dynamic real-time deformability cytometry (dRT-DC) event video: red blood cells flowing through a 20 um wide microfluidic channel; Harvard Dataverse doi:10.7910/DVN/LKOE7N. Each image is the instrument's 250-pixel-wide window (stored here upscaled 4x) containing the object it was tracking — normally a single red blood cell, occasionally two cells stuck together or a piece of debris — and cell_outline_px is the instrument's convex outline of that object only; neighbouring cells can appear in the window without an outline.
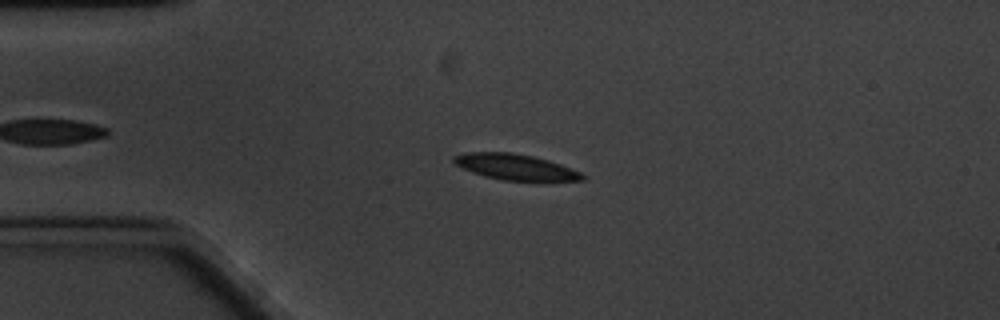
{"species": "common noctule bat (a hibernating species)", "species_latin": "Nyctalus noctula", "temperature_condition": "cold", "stored_images_in_passage": 53, "camera_frame_rate_fps": 3000, "um_per_image_px": 0.085, "animal": {"sex": "male", "body_mass_g": 20.1, "forearm_length_mm": 53.5}, "frame": {"image": 1, "passage_image": 15, "time_ms": 4.667, "image_size_px": [1000, 320], "cell_outline_px": [[588, 176], [584, 180], [544, 184], [504, 180], [484, 176], [472, 172], [456, 164], [452, 160], [452, 156], [468, 152], [512, 152], [532, 156], [548, 160], [572, 168]], "centroid_in_image_um": [43.95, 14.25], "position_along_channel_um": 41.0, "area_um2": 20.29}}
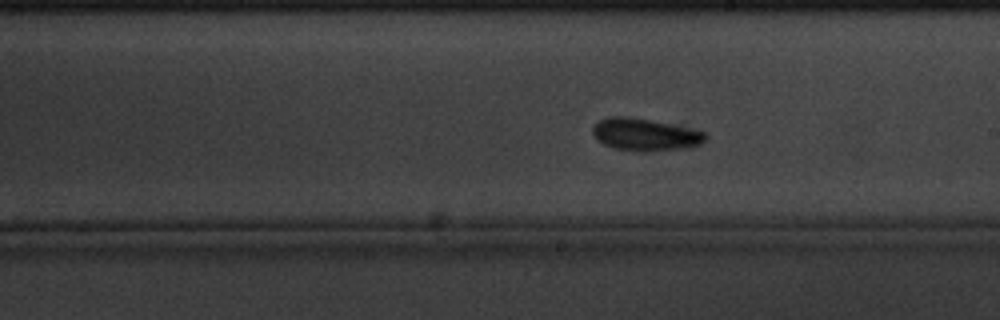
{"frame": {"image": 2, "passage_image": 35, "time_ms": 11.333, "image_size_px": [1000, 320], "cell_outline_px": [[708, 136], [700, 144], [684, 148], [644, 152], [640, 152], [612, 148], [604, 144], [592, 132], [592, 128], [600, 120], [608, 116], [624, 116], [648, 120], [708, 132]], "centroid_in_image_um": [54.84, 11.45], "position_along_channel_um": 234.2, "area_um2": 20.98}}
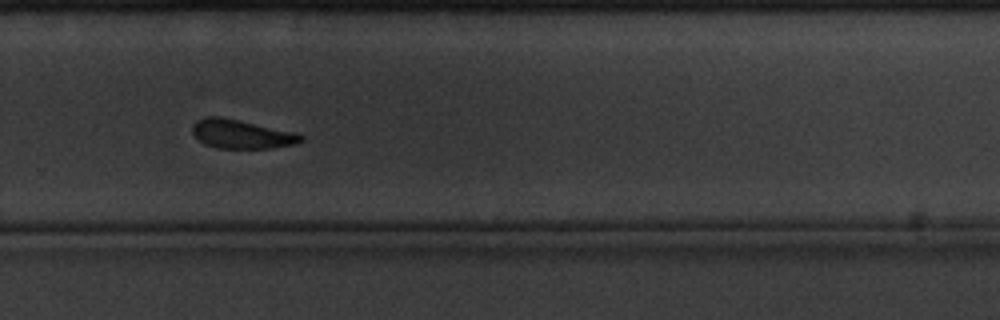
{"frame": {"image": 3, "passage_image": 42, "time_ms": 13.667, "image_size_px": [1000, 320], "cell_outline_px": [[304, 140], [296, 144], [272, 148], [216, 148], [204, 144], [192, 132], [192, 124], [196, 120], [208, 116], [220, 116], [300, 132], [304, 136]], "centroid_in_image_um": [20.59, 11.39], "position_along_channel_um": 309.2, "area_um2": 18.67}, "authors_computed_cell_mechanics": {"area_um2": 19.0162, "velocity_mm_per_s": 3.228, "shape_relaxation_time_tau1_ms": 2.6439, "shape_relaxation_time_tau2_ms": 1.5073, "deformation_change_tau1": 0.1024, "deformation_change_tau2": 0.076}}